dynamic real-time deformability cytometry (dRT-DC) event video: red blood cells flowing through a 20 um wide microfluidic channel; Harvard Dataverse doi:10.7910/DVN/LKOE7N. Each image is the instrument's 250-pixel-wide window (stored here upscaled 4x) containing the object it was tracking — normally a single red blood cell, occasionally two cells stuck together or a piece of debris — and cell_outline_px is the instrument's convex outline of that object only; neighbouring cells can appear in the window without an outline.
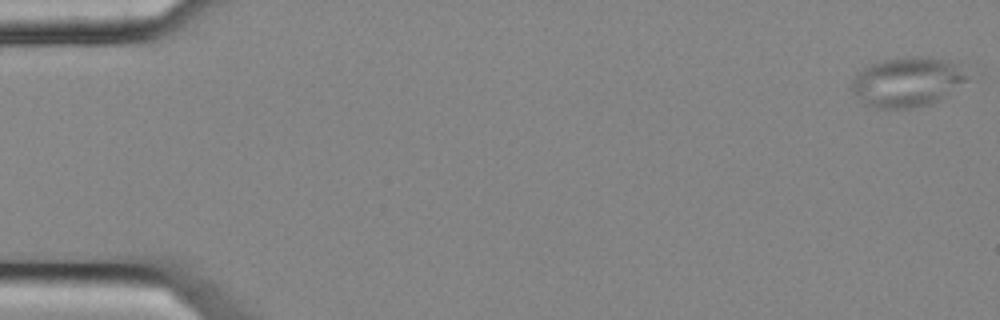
{"species": "common noctule bat (a hibernating species)", "species_latin": "Nyctalus noctula", "temperature_condition": "cold", "stored_images_in_passage": 55, "camera_frame_rate_fps": 3000, "um_per_image_px": 0.085, "animal": {"sex": "female", "body_mass_g": 25.1}, "frame": {"image": 1, "passage_image": 1, "time_ms": 0.0, "image_size_px": [1000, 320], "cell_outline_px": [[980, 76], [932, 104], [912, 108], [876, 108], [864, 104], [848, 88], [856, 72], [860, 68], [880, 60], [908, 56], [932, 56], [948, 60], [960, 64], [980, 72]], "centroid_in_image_um": [77.29, 6.92], "position_along_channel_um": 7.7, "area_um2": 35.66}}
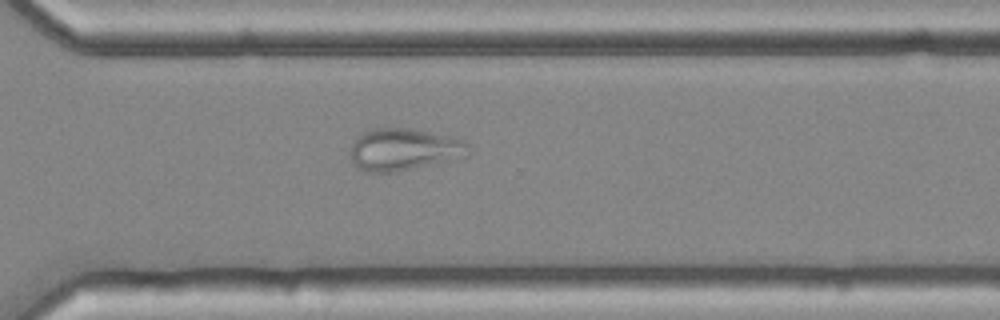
{"frame": {"image": 2, "passage_image": 40, "time_ms": 13.0, "image_size_px": [1000, 320], "cell_outline_px": [[468, 156], [396, 172], [368, 172], [356, 168], [352, 160], [352, 144], [364, 132], [372, 128], [408, 128], [428, 132], [464, 140], [468, 144]], "centroid_in_image_um": [34.33, 12.72], "position_along_channel_um": 336.3, "area_um2": 28.55}}
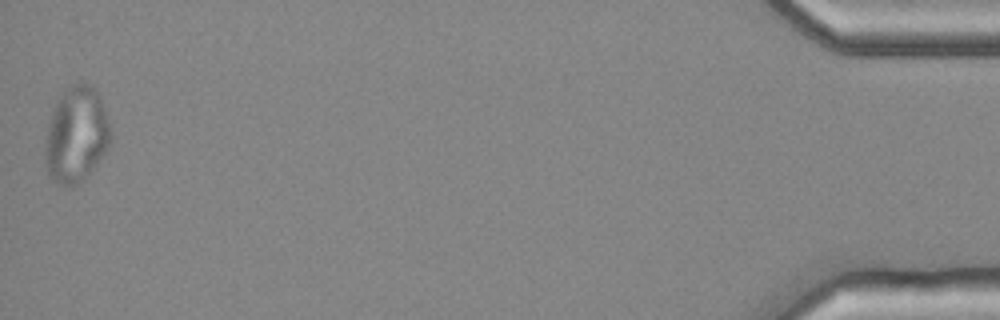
{"frame": {"image": 3, "passage_image": 55, "time_ms": 18.0, "image_size_px": [1000, 320], "cell_outline_px": [[112, 136], [108, 148], [96, 164], [76, 184], [68, 188], [52, 180], [48, 176], [44, 164], [44, 140], [48, 124], [52, 112], [60, 96], [72, 84], [80, 80], [88, 84], [100, 96], [112, 132]], "centroid_in_image_um": [6.45, 11.47], "position_along_channel_um": 428.7, "area_um2": 36.65}}